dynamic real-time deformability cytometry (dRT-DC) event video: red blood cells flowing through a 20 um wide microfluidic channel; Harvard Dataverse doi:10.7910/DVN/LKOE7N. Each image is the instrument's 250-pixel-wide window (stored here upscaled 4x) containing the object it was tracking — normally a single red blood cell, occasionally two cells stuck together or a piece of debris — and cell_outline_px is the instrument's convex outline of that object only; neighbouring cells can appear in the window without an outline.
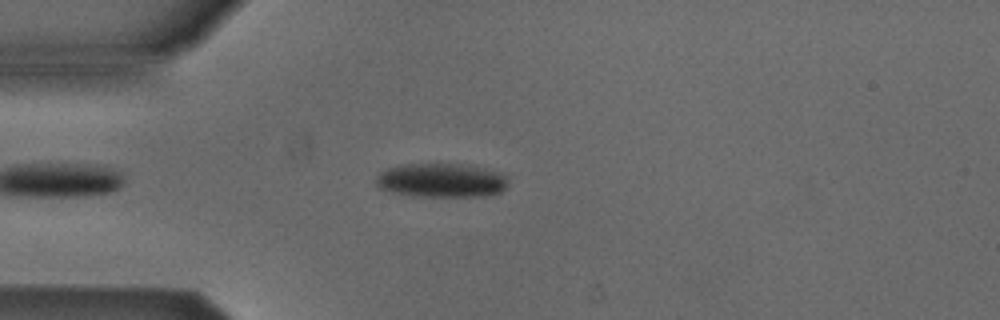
{"species": "Egyptian fruit bat (a non-hibernating species)", "species_latin": "Rousettus aegyptiacus", "temperature_condition": "cold", "stored_images_in_passage": 46, "camera_frame_rate_fps": 3000, "um_per_image_px": 0.085, "animal": {"sex": "male"}, "frame": {"image": 1, "passage_image": 7, "time_ms": 2.0, "image_size_px": [1000, 320], "cell_outline_px": [[508, 188], [500, 192], [484, 196], [412, 196], [392, 192], [380, 188], [376, 184], [376, 176], [380, 172], [388, 168], [400, 164], [460, 164], [484, 168], [504, 172], [508, 176]], "centroid_in_image_um": [37.56, 15.32], "position_along_channel_um": 47.4, "area_um2": 26.53}}
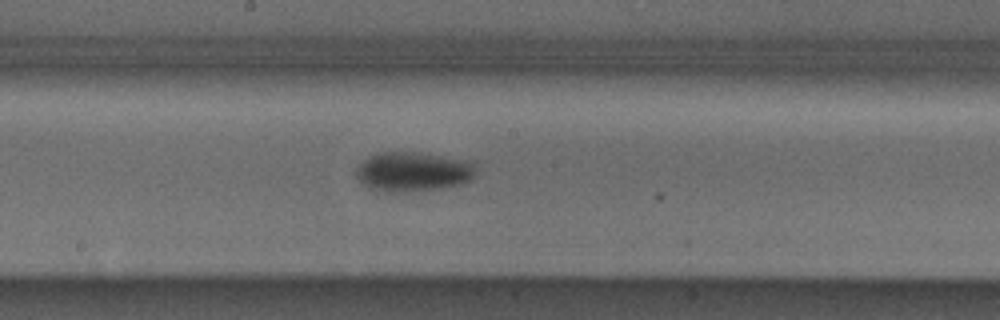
{"frame": {"image": 2, "passage_image": 21, "time_ms": 6.667, "image_size_px": [1000, 320], "cell_outline_px": [[476, 176], [472, 180], [464, 184], [440, 188], [400, 192], [388, 192], [372, 188], [364, 184], [356, 176], [356, 168], [364, 160], [380, 152], [412, 152], [476, 160]], "centroid_in_image_um": [35.22, 14.58], "position_along_channel_um": 213.0, "area_um2": 27.8}}
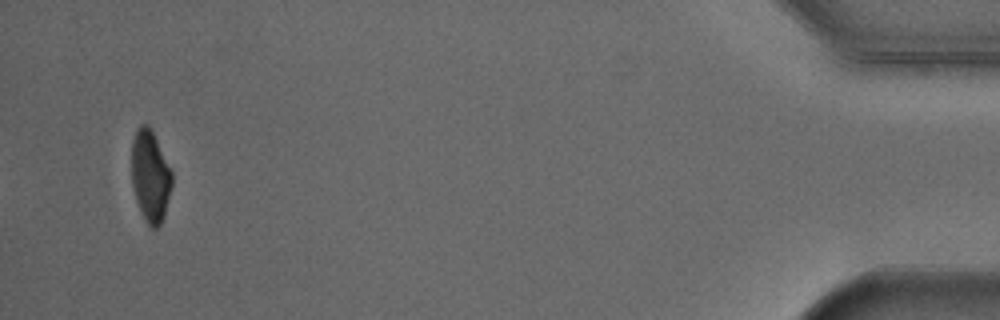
{"frame": {"image": 3, "passage_image": 44, "time_ms": 14.333, "image_size_px": [1000, 320], "cell_outline_px": [[172, 184], [164, 216], [160, 224], [156, 228], [152, 228], [148, 224], [136, 200], [132, 184], [132, 140], [136, 128], [140, 124], [148, 124], [172, 172]], "centroid_in_image_um": [12.76, 14.94], "position_along_channel_um": 422.4, "area_um2": 21.15}, "authors_computed_cell_mechanics": {"area_um2": 25.9811, "velocity_mm_per_s": 3.8528, "shape_relaxation_time_tau1_ms": 2.8904, "shape_relaxation_time_tau2_ms": null, "deformation_change_tau1": 0.1068, "deformation_change_tau2": null}}